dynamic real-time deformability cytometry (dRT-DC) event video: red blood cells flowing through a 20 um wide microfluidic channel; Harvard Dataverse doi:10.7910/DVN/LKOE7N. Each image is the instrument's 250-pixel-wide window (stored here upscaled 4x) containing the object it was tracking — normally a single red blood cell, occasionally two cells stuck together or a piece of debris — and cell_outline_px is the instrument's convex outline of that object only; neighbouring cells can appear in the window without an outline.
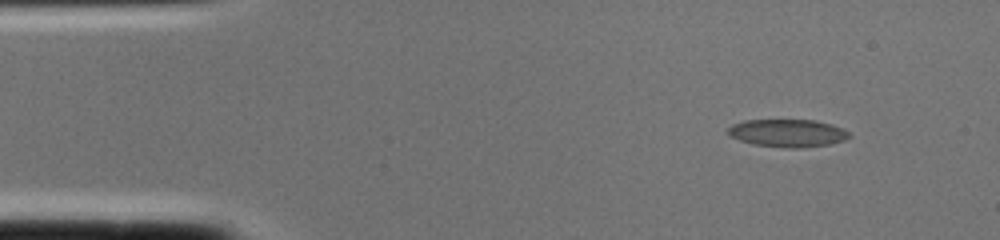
{"species": "common noctule bat (a hibernating species)", "species_latin": "Nyctalus noctula", "temperature_condition": "cold", "stored_images_in_passage": 2, "camera_frame_rate_fps": 3000, "um_per_image_px": 0.085, "animal": {"sex": "female", "body_mass_g": 22.0, "forearm_length_mm": 56.7}, "frame": {"image": 1, "passage_image": 1, "time_ms": 0.0, "image_size_px": [1000, 240], "cell_outline_px": [[852, 136], [844, 140], [828, 144], [800, 148], [784, 148], [752, 144], [728, 136], [728, 128], [732, 124], [744, 120], [816, 120], [832, 124], [844, 128]], "centroid_in_image_um": [66.95, 11.31], "position_along_channel_um": 18.1, "area_um2": 19.77}}